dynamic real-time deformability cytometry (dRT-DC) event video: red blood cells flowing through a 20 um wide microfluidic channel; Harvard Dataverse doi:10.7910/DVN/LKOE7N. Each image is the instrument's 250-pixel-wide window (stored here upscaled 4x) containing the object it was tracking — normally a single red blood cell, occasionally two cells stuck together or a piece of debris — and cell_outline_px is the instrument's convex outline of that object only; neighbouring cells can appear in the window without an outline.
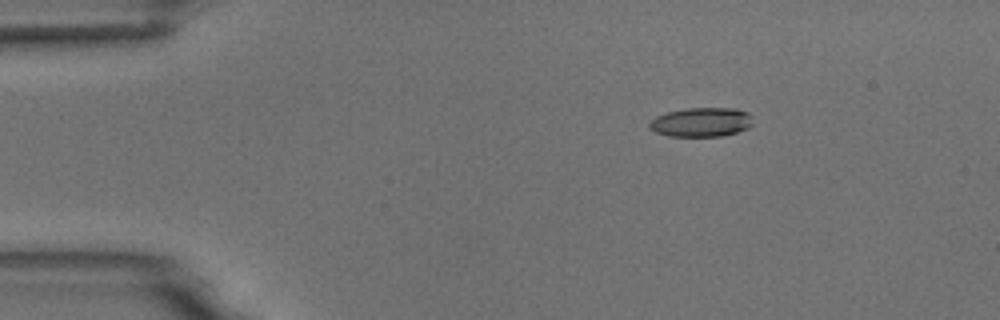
{"species": "common noctule bat (a hibernating species)", "species_latin": "Nyctalus noctula", "temperature_condition": "room temperature", "stored_images_in_passage": 3, "camera_frame_rate_fps": 3000, "um_per_image_px": 0.085, "animal": {"sex": "male", "body_mass_g": 18.8}, "frame": {"image": 1, "passage_image": 1, "time_ms": 0.0, "image_size_px": [1000, 320], "cell_outline_px": [[752, 124], [748, 128], [736, 132], [720, 136], [668, 136], [656, 132], [648, 128], [648, 124], [656, 116], [668, 112], [684, 108], [736, 108], [748, 112]], "centroid_in_image_um": [59.59, 10.38], "position_along_channel_um": 25.4, "area_um2": 17.57}}